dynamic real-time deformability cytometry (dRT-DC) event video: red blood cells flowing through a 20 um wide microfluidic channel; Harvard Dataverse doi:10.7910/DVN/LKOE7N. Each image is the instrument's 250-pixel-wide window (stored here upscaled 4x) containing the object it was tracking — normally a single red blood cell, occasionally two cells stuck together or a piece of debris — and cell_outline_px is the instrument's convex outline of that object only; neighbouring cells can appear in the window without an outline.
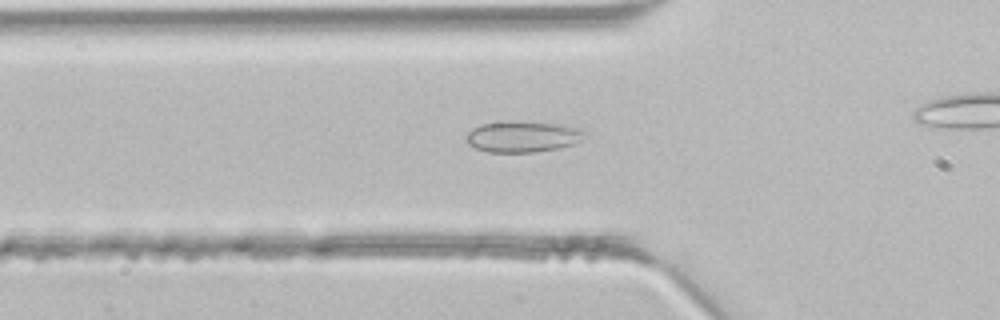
{"species": "common noctule bat (a hibernating species)", "species_latin": "Nyctalus noctula", "temperature_condition": "room temperature", "stored_images_in_passage": 30, "camera_frame_rate_fps": 3000, "um_per_image_px": 0.085, "animal": {"sex": "male", "body_mass_g": 21.5, "forearm_length_mm": 52.0}, "frame": {"image": 1, "passage_image": 9, "time_ms": 2.667, "image_size_px": [1000, 320], "cell_outline_px": [[584, 132], [580, 140], [572, 144], [560, 148], [536, 152], [488, 152], [476, 148], [468, 144], [464, 140], [464, 136], [472, 128], [480, 124], [508, 120], [556, 124], [580, 128]], "centroid_in_image_um": [44.34, 11.61], "position_along_channel_um": 81.5, "area_um2": 21.56}}
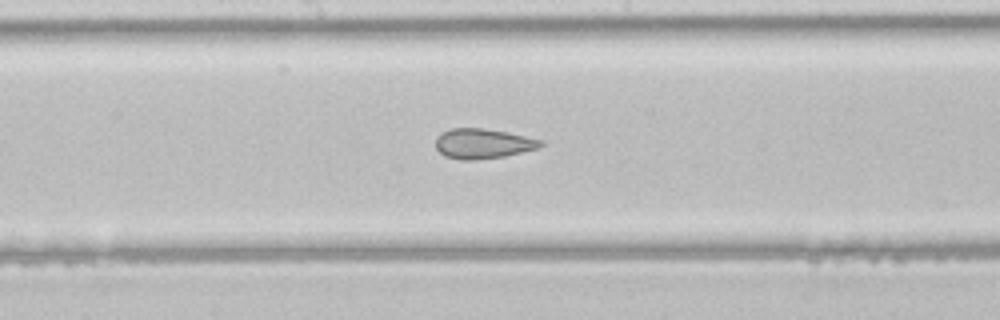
{"frame": {"image": 2, "passage_image": 17, "time_ms": 5.333, "image_size_px": [1000, 320], "cell_outline_px": [[544, 144], [540, 148], [504, 156], [476, 160], [460, 160], [444, 156], [436, 148], [436, 136], [452, 128], [484, 128], [508, 132], [544, 140]], "centroid_in_image_um": [41.08, 12.21], "position_along_channel_um": 207.1, "area_um2": 18.5}}
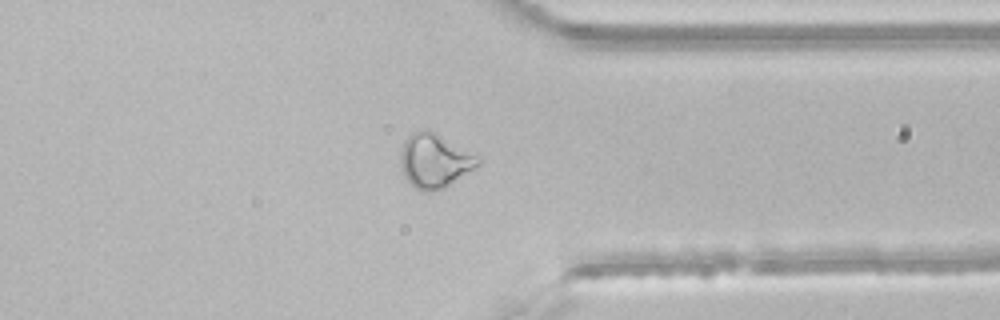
{"frame": {"image": 3, "passage_image": 28, "time_ms": 9.0, "image_size_px": [1000, 320], "cell_outline_px": [[480, 164], [476, 168], [444, 188], [432, 192], [420, 192], [404, 176], [400, 164], [400, 152], [404, 140], [412, 132], [420, 128], [428, 128], [436, 132], [476, 156], [480, 160]], "centroid_in_image_um": [36.9, 13.66], "position_along_channel_um": 374.5, "area_um2": 24.57}}